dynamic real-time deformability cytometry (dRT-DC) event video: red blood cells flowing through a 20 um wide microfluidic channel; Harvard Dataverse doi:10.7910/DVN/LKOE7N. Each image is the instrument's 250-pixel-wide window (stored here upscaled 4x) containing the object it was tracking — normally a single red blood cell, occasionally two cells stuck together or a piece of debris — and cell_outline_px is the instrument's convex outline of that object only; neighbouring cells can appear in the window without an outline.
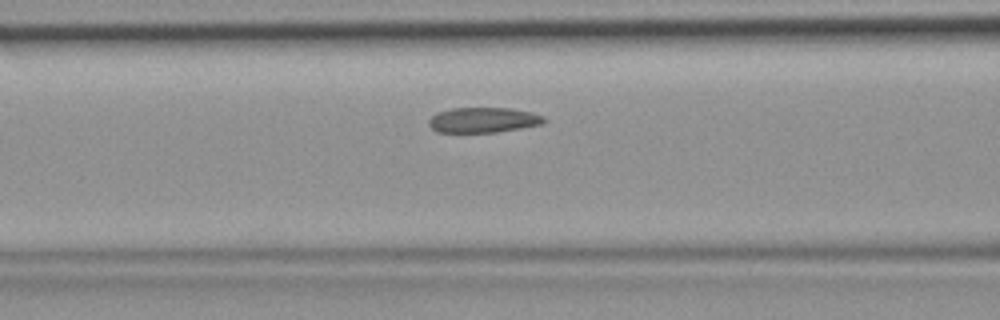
{"species": "common noctule bat (a hibernating species)", "species_latin": "Nyctalus noctula", "temperature_condition": "room temperature", "stored_images_in_passage": 33, "camera_frame_rate_fps": 3000, "um_per_image_px": 0.085, "animal": {"sex": "female", "body_mass_g": 19.9}, "frame": {"image": 1, "passage_image": 9, "time_ms": 2.667, "image_size_px": [1000, 320], "cell_outline_px": [[548, 120], [544, 124], [496, 132], [436, 132], [428, 124], [428, 120], [436, 112], [452, 108], [512, 108], [532, 112], [544, 116]], "centroid_in_image_um": [41.1, 10.19], "position_along_channel_um": 125.5, "area_um2": 17.11}}
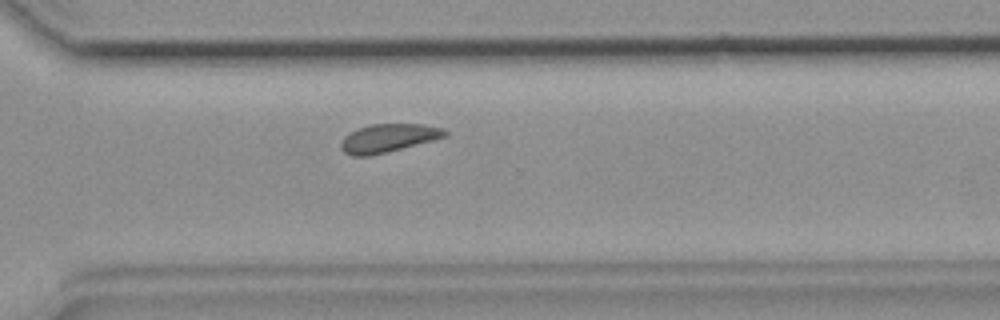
{"frame": {"image": 2, "passage_image": 24, "time_ms": 7.667, "image_size_px": [1000, 320], "cell_outline_px": [[448, 136], [436, 140], [368, 156], [352, 156], [344, 152], [340, 144], [344, 136], [360, 128], [372, 124], [420, 124], [444, 128], [448, 132]], "centroid_in_image_um": [33.05, 11.74], "position_along_channel_um": 337.5, "area_um2": 17.05}}
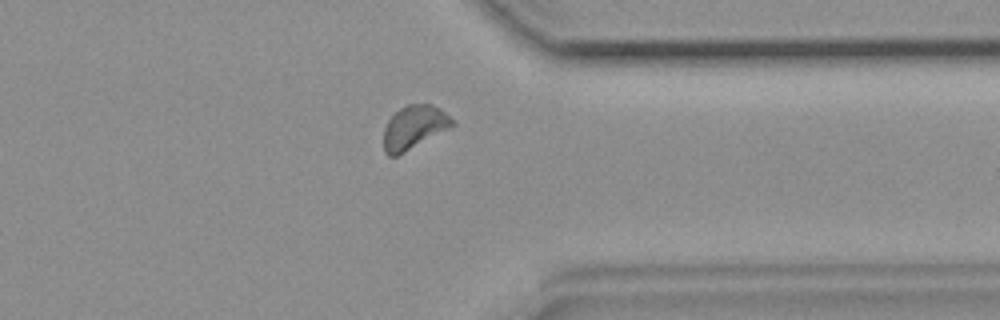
{"frame": {"image": 3, "passage_image": 27, "time_ms": 8.667, "image_size_px": [1000, 320], "cell_outline_px": [[456, 124], [452, 128], [396, 156], [388, 156], [384, 152], [384, 128], [388, 120], [400, 108], [408, 104], [432, 104], [440, 108], [456, 120]], "centroid_in_image_um": [35.25, 10.81], "position_along_channel_um": 376.2, "area_um2": 17.63}}